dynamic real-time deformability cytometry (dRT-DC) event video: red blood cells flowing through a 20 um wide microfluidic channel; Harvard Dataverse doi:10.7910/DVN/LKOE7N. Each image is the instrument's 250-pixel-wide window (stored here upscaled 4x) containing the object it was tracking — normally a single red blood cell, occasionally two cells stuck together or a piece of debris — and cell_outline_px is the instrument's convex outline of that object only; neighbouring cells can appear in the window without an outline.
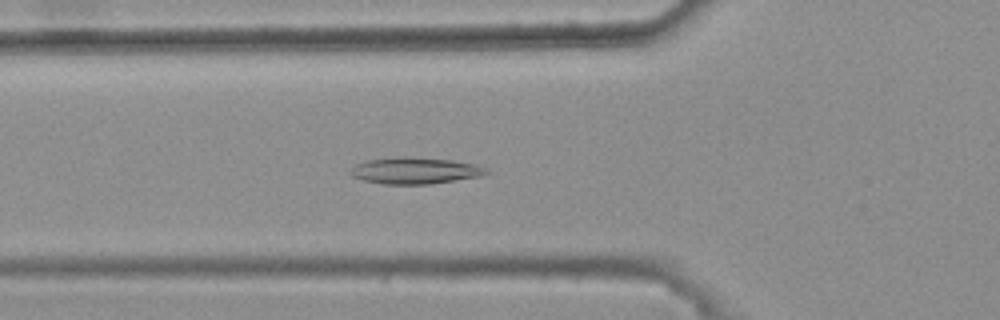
{"species": "common noctule bat (a hibernating species)", "species_latin": "Nyctalus noctula", "temperature_condition": "warm", "stored_images_in_passage": 41, "camera_frame_rate_fps": 3000, "um_per_image_px": 0.085, "animal": {"sex": "female", "body_mass_g": 25.1}, "frame": {"image": 1, "passage_image": 18, "time_ms": 5.667, "image_size_px": [1000, 320], "cell_outline_px": [[492, 172], [480, 176], [428, 184], [380, 184], [364, 180], [352, 176], [348, 172], [356, 164], [368, 160], [404, 156], [452, 160], [472, 164], [488, 168]], "centroid_in_image_um": [35.27, 14.5], "position_along_channel_um": 90.5, "area_um2": 20.87}}
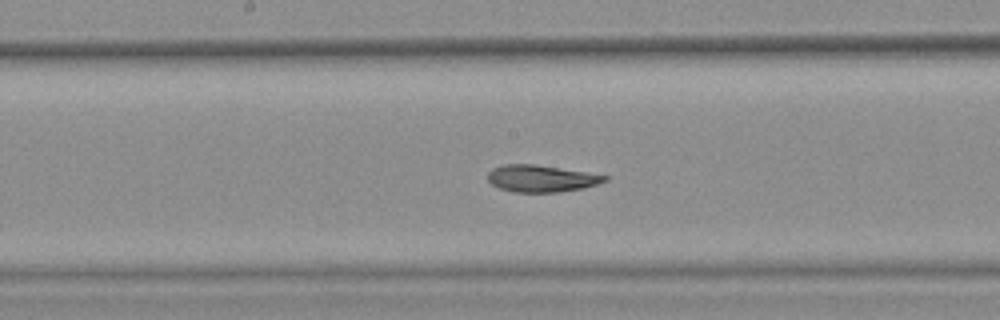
{"frame": {"image": 2, "passage_image": 27, "time_ms": 8.667, "image_size_px": [1000, 320], "cell_outline_px": [[608, 180], [584, 188], [560, 192], [512, 192], [500, 188], [492, 184], [488, 180], [488, 172], [492, 168], [504, 164], [532, 164], [584, 172], [608, 176]], "centroid_in_image_um": [45.97, 15.18], "position_along_channel_um": 202.2, "area_um2": 18.15}}
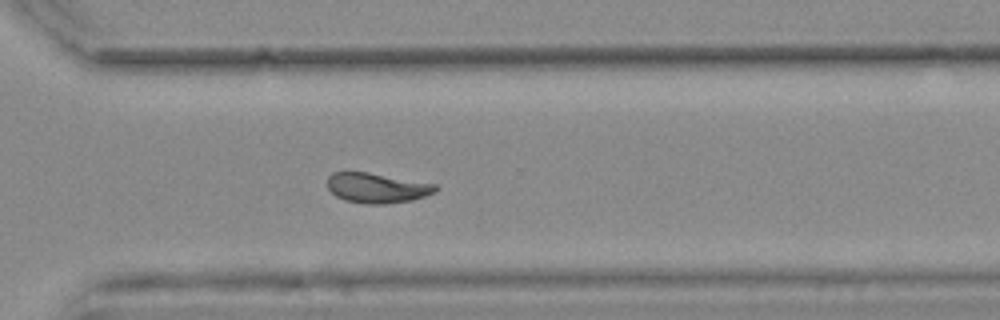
{"frame": {"image": 3, "passage_image": 38, "time_ms": 12.333, "image_size_px": [1000, 320], "cell_outline_px": [[440, 188], [436, 192], [412, 200], [384, 204], [364, 204], [344, 200], [336, 196], [328, 188], [328, 176], [332, 172], [368, 172], [436, 184]], "centroid_in_image_um": [32.05, 15.97], "position_along_channel_um": 338.5, "area_um2": 18.96}, "authors_computed_cell_mechanics": {"area_um2": 19.5364, "velocity_mm_per_s": 3.7188, "shape_relaxation_time_tau1_ms": null, "shape_relaxation_time_tau2_ms": 1.672, "deformation_change_tau1": null, "deformation_change_tau2": 0.0668}}